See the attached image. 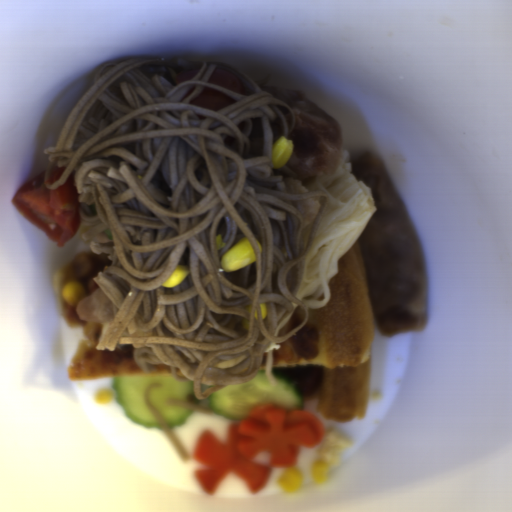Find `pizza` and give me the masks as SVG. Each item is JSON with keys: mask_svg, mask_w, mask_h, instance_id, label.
I'll return each instance as SVG.
<instances>
[{"mask_svg": "<svg viewBox=\"0 0 512 512\" xmlns=\"http://www.w3.org/2000/svg\"><path fill=\"white\" fill-rule=\"evenodd\" d=\"M329 298L271 357L272 375L302 399H319V414L337 421L365 417L373 374V310L359 241L337 260Z\"/></svg>", "mask_w": 512, "mask_h": 512, "instance_id": "dd6c1bee", "label": "pizza"}, {"mask_svg": "<svg viewBox=\"0 0 512 512\" xmlns=\"http://www.w3.org/2000/svg\"><path fill=\"white\" fill-rule=\"evenodd\" d=\"M111 262L106 250H85L67 258L53 273L55 299L68 325L79 326L83 335L70 360L68 381L172 373L171 365H154L155 369L141 372L133 359V348L130 346L118 344L112 350H100L98 346L104 330L102 323L84 319L80 315L79 304L75 309L67 303L64 291L68 285L80 283L86 296L93 294L99 289L93 276L101 274Z\"/></svg>", "mask_w": 512, "mask_h": 512, "instance_id": "d2c48207", "label": "pizza"}, {"mask_svg": "<svg viewBox=\"0 0 512 512\" xmlns=\"http://www.w3.org/2000/svg\"><path fill=\"white\" fill-rule=\"evenodd\" d=\"M305 314L300 307H295L286 322L283 324V326L280 328L277 335H286L290 331L297 328L304 320Z\"/></svg>", "mask_w": 512, "mask_h": 512, "instance_id": "a15fb73a", "label": "pizza"}]
</instances>
